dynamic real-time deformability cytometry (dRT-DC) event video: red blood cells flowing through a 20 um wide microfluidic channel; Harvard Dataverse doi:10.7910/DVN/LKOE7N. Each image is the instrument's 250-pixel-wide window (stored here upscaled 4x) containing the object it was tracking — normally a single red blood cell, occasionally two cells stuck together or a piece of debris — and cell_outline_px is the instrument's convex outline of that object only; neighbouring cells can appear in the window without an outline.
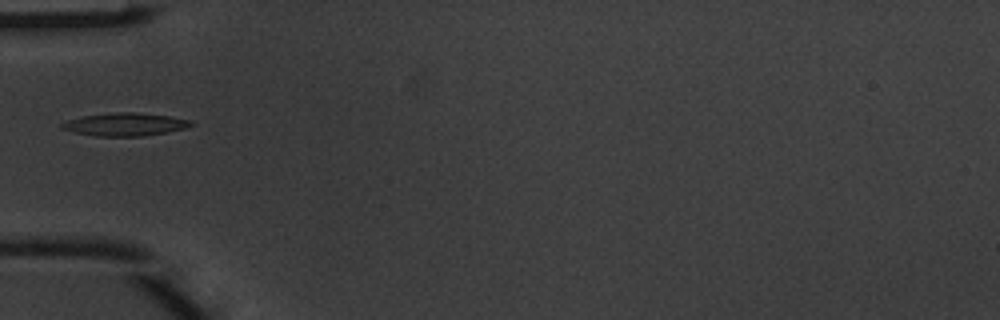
{"species": "common noctule bat (a hibernating species)", "species_latin": "Nyctalus noctula", "temperature_condition": "warm", "stored_images_in_passage": 3, "camera_frame_rate_fps": 3000, "um_per_image_px": 0.085, "animal": {"sex": "male", "body_mass_g": 20.1, "forearm_length_mm": 53.5}, "frame": {"image": 1, "passage_image": 2, "time_ms": 0.333, "image_size_px": [1000, 320], "cell_outline_px": [[196, 124], [184, 128], [168, 132], [144, 136], [96, 136], [76, 132], [60, 128], [60, 124], [68, 120], [84, 116], [116, 112], [132, 112], [168, 116], [188, 120]], "centroid_in_image_um": [10.63, 10.58], "position_along_channel_um": 74.4, "area_um2": 16.99}}